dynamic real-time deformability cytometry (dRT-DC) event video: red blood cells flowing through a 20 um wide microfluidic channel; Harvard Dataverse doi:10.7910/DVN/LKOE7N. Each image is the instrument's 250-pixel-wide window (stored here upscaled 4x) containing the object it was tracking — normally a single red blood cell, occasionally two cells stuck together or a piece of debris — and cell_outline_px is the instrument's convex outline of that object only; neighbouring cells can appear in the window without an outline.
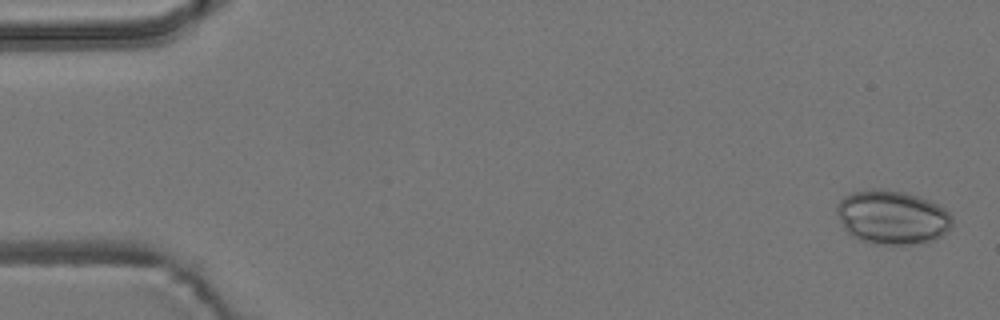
{"species": "common noctule bat (a hibernating species)", "species_latin": "Nyctalus noctula", "temperature_condition": "room temperature", "stored_images_in_passage": 4, "camera_frame_rate_fps": 3000, "um_per_image_px": 0.085, "animal": {"sex": "male", "body_mass_g": 19.2, "forearm_length_mm": 51.8}, "frame": {"image": 1, "passage_image": 1, "time_ms": 0.0, "image_size_px": [1000, 320], "cell_outline_px": [[952, 224], [936, 240], [912, 244], [876, 244], [860, 240], [852, 236], [844, 228], [836, 212], [836, 204], [844, 196], [852, 192], [872, 188], [880, 188], [904, 192], [928, 200], [944, 208], [952, 216]], "centroid_in_image_um": [75.8, 18.46], "position_along_channel_um": 9.2, "area_um2": 36.24}}